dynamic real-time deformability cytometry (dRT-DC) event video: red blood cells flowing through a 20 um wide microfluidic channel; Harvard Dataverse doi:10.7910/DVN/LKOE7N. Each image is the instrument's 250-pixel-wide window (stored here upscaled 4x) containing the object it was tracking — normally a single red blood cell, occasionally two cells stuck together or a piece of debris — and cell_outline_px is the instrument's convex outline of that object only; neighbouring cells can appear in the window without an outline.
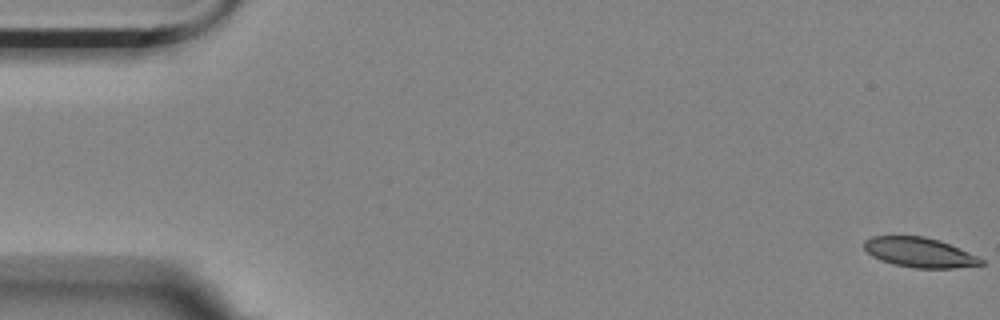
{"species": "Egyptian fruit bat (a non-hibernating species)", "species_latin": "Rousettus aegyptiacus", "temperature_condition": "room temperature", "stored_images_in_passage": 5, "camera_frame_rate_fps": 3000, "um_per_image_px": 0.085, "animal": {"sex": "female"}, "frame": {"image": 1, "passage_image": 1, "time_ms": 0.0, "image_size_px": [1000, 320], "cell_outline_px": [[984, 264], [956, 268], [916, 268], [892, 264], [880, 260], [872, 256], [864, 248], [864, 240], [872, 236], [924, 236], [940, 240], [980, 256], [984, 260]], "centroid_in_image_um": [78.19, 21.46], "position_along_channel_um": 6.8, "area_um2": 20.52}}
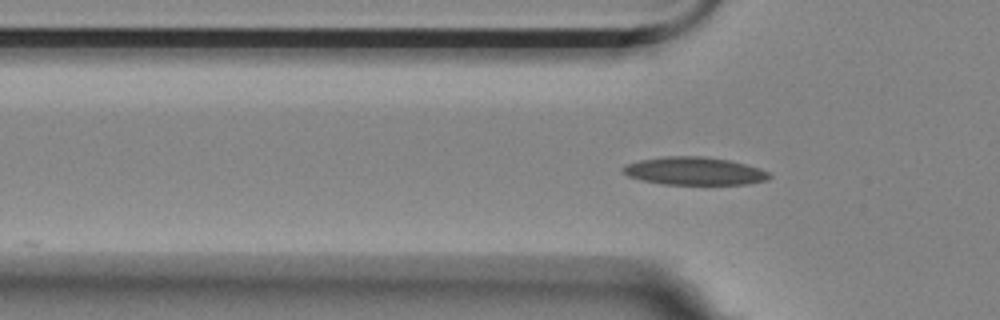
{"frame": {"image": 2, "passage_image": 5, "time_ms": 1.333, "image_size_px": [1000, 320], "cell_outline_px": [[772, 176], [768, 180], [748, 184], [664, 184], [640, 180], [628, 176], [620, 172], [620, 168], [624, 164], [640, 160], [664, 156], [704, 156], [728, 160], [760, 168], [768, 172]], "centroid_in_image_um": [58.97, 14.54], "position_along_channel_um": 66.8, "area_um2": 23.99}}